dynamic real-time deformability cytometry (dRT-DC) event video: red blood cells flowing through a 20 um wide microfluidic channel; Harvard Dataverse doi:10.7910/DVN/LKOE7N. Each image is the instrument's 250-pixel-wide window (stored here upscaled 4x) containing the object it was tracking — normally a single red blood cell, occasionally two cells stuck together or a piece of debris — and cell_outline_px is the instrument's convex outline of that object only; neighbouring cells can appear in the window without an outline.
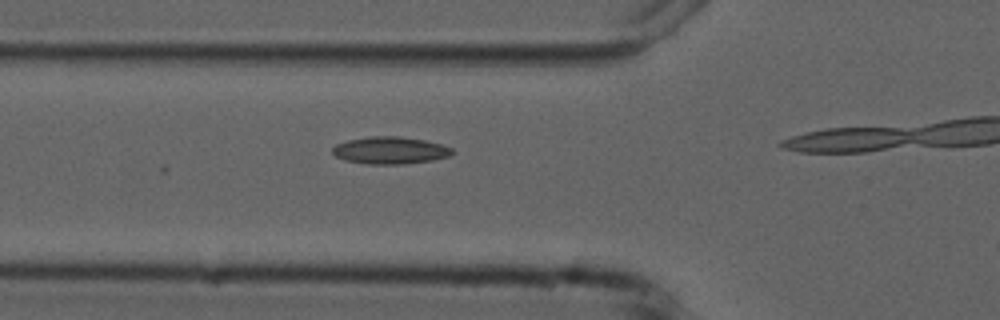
{"species": "common noctule bat (a hibernating species)", "species_latin": "Nyctalus noctula", "temperature_condition": "cold", "stored_images_in_passage": 7, "camera_frame_rate_fps": 3000, "um_per_image_px": 0.085, "animal": {"sex": "male", "forearm_length_mm": 52.5}, "frame": {"image": 1, "passage_image": 6, "time_ms": 7.0, "image_size_px": [1000, 320], "cell_outline_px": [[456, 152], [448, 156], [432, 160], [400, 164], [368, 164], [348, 160], [336, 156], [332, 152], [332, 148], [336, 144], [348, 140], [372, 136], [400, 136], [424, 140], [440, 144], [452, 148]], "centroid_in_image_um": [33.18, 12.77], "position_along_channel_um": 92.6, "area_um2": 18.79}}